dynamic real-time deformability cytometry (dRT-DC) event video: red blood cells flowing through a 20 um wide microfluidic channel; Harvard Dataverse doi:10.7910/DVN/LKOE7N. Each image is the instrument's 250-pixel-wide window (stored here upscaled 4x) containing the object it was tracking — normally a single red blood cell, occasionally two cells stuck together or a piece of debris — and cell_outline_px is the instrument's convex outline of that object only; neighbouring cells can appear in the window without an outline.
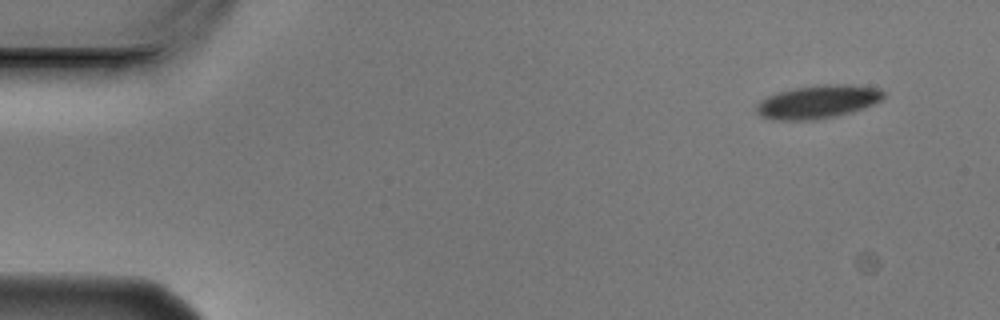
{"species": "Egyptian fruit bat (a non-hibernating species)", "species_latin": "Rousettus aegyptiacus", "temperature_condition": "cold", "stored_images_in_passage": 4, "camera_frame_rate_fps": 3000, "um_per_image_px": 0.085, "animal": {"sex": "male"}, "frame": {"image": 1, "passage_image": 1, "time_ms": 0.0, "image_size_px": [1000, 320], "cell_outline_px": [[884, 96], [880, 100], [864, 108], [836, 116], [812, 120], [772, 120], [760, 116], [756, 112], [756, 104], [760, 100], [776, 92], [816, 84], [848, 84], [880, 88], [884, 92]], "centroid_in_image_um": [69.48, 8.65], "position_along_channel_um": 15.5, "area_um2": 24.8}}
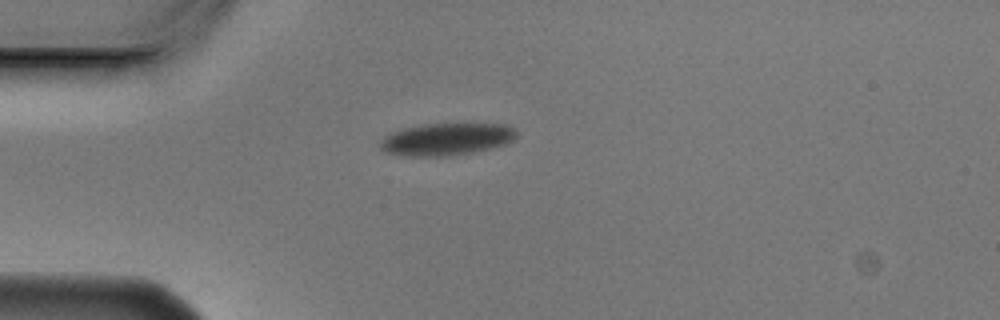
{"frame": {"image": 2, "passage_image": 4, "time_ms": 1.0, "image_size_px": [1000, 320], "cell_outline_px": [[516, 136], [512, 140], [504, 144], [472, 152], [448, 156], [400, 156], [384, 152], [380, 148], [380, 140], [384, 136], [392, 132], [404, 128], [424, 124], [508, 124], [516, 128]], "centroid_in_image_um": [37.91, 11.83], "position_along_channel_um": 47.1, "area_um2": 25.61}}